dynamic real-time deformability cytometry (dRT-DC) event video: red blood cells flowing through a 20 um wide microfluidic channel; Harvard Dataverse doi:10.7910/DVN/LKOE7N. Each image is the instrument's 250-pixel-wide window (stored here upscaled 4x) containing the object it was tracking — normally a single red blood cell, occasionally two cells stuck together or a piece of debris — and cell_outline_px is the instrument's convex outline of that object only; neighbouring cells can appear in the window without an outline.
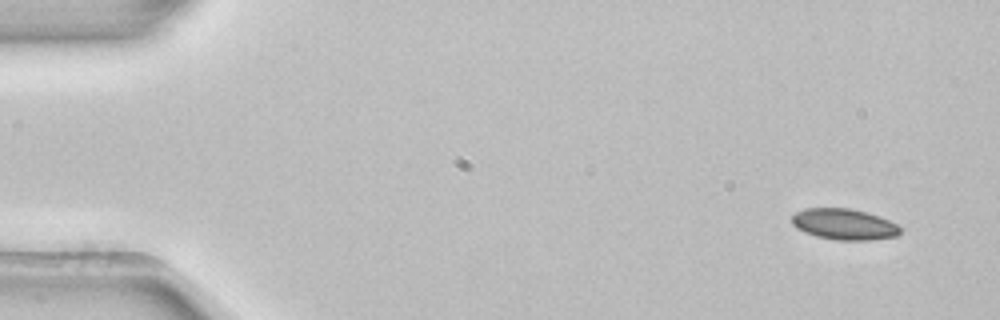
{"species": "common noctule bat (a hibernating species)", "species_latin": "Nyctalus noctula", "temperature_condition": "room temperature", "stored_images_in_passage": 5, "camera_frame_rate_fps": 3000, "um_per_image_px": 0.085, "animal": {"sex": "female", "body_mass_g": 22.7, "forearm_length_mm": 54.2}, "frame": {"image": 1, "passage_image": 1, "time_ms": 0.0, "image_size_px": [1000, 320], "cell_outline_px": [[900, 232], [896, 236], [868, 240], [836, 240], [816, 236], [804, 232], [796, 228], [792, 224], [792, 216], [796, 212], [804, 208], [848, 208], [868, 212], [880, 216], [896, 224], [900, 228]], "centroid_in_image_um": [71.72, 19.05], "position_along_channel_um": 13.3, "area_um2": 19.59}}
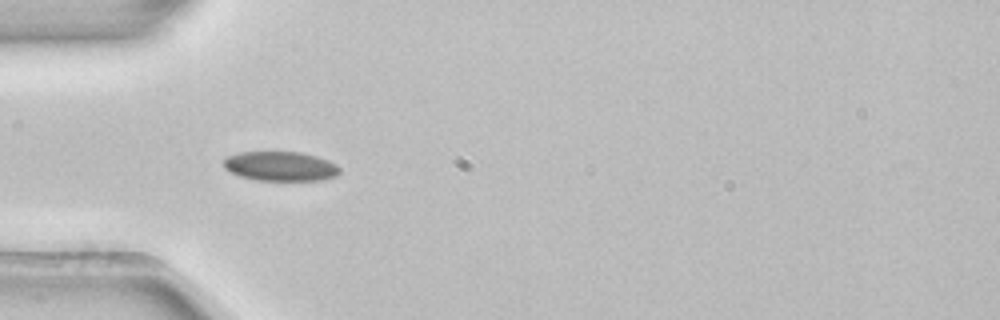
{"frame": {"image": 2, "passage_image": 4, "time_ms": 1.0, "image_size_px": [1000, 320], "cell_outline_px": [[340, 172], [336, 176], [320, 180], [256, 180], [240, 176], [224, 168], [224, 160], [228, 156], [240, 152], [300, 152], [316, 156], [328, 160], [336, 164], [340, 168]], "centroid_in_image_um": [23.86, 14.13], "position_along_channel_um": 61.1, "area_um2": 19.83}}